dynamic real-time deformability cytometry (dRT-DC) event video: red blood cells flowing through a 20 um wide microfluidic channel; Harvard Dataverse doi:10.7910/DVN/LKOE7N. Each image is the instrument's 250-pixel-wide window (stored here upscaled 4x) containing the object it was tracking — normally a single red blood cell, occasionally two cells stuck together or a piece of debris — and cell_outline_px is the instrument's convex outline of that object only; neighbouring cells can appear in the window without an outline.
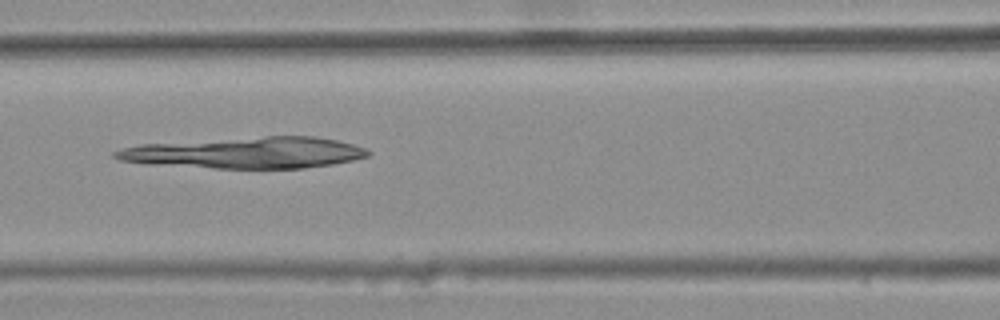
{"species": "common noctule bat (a hibernating species)", "species_latin": "Nyctalus noctula", "temperature_condition": "warm", "stored_images_in_passage": 4, "camera_frame_rate_fps": 3000, "um_per_image_px": 0.085, "animal": {"sex": "female", "body_mass_g": 25.1}, "frame": {"image": 1, "passage_image": 4, "time_ms": 1.0, "image_size_px": [1000, 320], "cell_outline_px": [[372, 152], [368, 156], [352, 160], [332, 164], [304, 168], [216, 168], [148, 164], [120, 160], [112, 156], [112, 152], [120, 148], [140, 144], [264, 136], [316, 136], [336, 140], [352, 144], [364, 148]], "centroid_in_image_um": [20.85, 12.98], "position_along_channel_um": 145.8, "area_um2": 46.01}}